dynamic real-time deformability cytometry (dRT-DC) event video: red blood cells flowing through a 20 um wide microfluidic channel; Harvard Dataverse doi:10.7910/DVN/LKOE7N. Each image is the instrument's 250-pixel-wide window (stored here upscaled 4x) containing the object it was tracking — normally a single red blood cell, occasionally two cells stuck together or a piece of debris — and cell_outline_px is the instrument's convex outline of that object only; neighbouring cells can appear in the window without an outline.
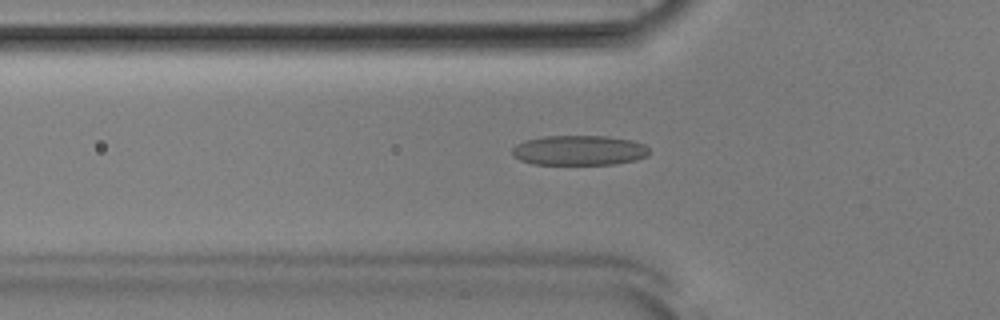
{"species": "Egyptian fruit bat (a non-hibernating species)", "species_latin": "Rousettus aegyptiacus", "temperature_condition": "room temperature", "stored_images_in_passage": 52, "camera_frame_rate_fps": 3000, "um_per_image_px": 0.085, "animal": {"sex": "male"}, "frame": {"image": 1, "passage_image": 17, "time_ms": 5.333, "image_size_px": [1000, 320], "cell_outline_px": [[648, 156], [636, 160], [616, 164], [532, 164], [520, 160], [512, 156], [512, 148], [516, 144], [524, 140], [544, 136], [604, 136], [632, 140], [644, 144], [648, 148]], "centroid_in_image_um": [49.2, 12.78], "position_along_channel_um": 76.6, "area_um2": 24.04}}
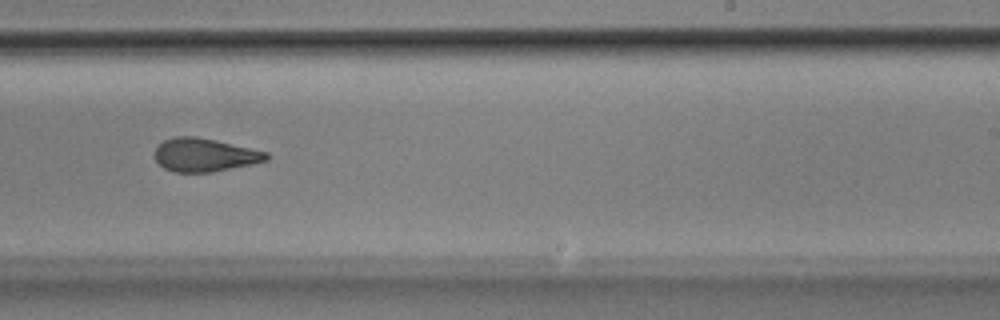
{"frame": {"image": 2, "passage_image": 32, "time_ms": 10.333, "image_size_px": [1000, 320], "cell_outline_px": [[268, 160], [212, 172], [176, 172], [164, 168], [156, 160], [156, 148], [164, 140], [176, 136], [196, 136], [216, 140], [268, 152]], "centroid_in_image_um": [17.39, 13.16], "position_along_channel_um": 271.6, "area_um2": 21.39}}
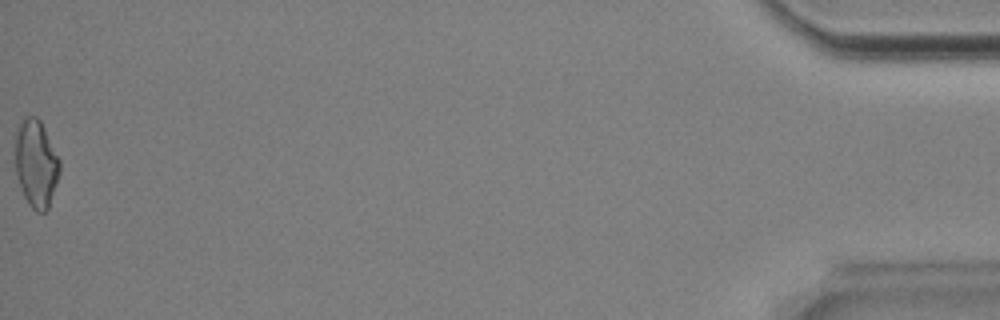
{"frame": {"image": 3, "passage_image": 52, "time_ms": 17.0, "image_size_px": [1000, 320], "cell_outline_px": [[60, 172], [48, 208], [44, 212], [36, 212], [28, 204], [24, 196], [16, 172], [16, 136], [20, 124], [24, 116], [36, 116], [40, 120], [60, 160]], "centroid_in_image_um": [3.08, 13.91], "position_along_channel_um": 432.1, "area_um2": 22.31}, "authors_computed_cell_mechanics": {"area_um2": 22.5709, "velocity_mm_per_s": 3.8904, "shape_relaxation_time_tau1_ms": 5.7159, "shape_relaxation_time_tau2_ms": 2.1586, "deformation_change_tau1": 0.1594, "deformation_change_tau2": 0.101}}